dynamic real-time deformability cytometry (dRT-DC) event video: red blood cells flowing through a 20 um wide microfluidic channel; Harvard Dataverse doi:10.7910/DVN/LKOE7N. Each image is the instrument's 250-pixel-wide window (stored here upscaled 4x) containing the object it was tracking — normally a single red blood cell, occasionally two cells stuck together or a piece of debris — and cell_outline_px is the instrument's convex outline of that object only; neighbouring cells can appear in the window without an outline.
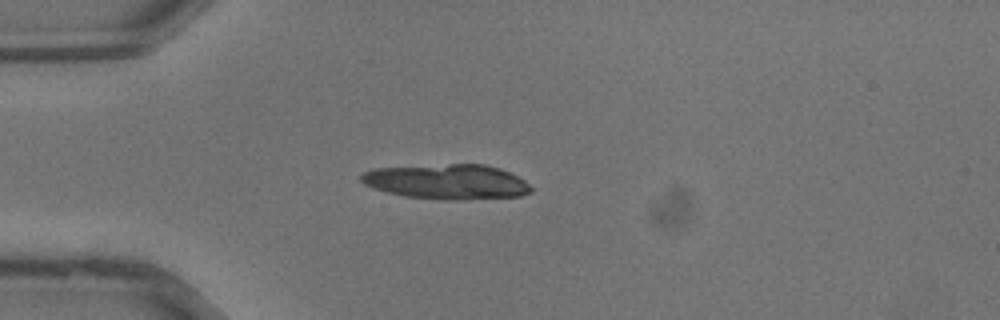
{"species": "common noctule bat (a hibernating species)", "species_latin": "Nyctalus noctula", "temperature_condition": "warm", "stored_images_in_passage": 7, "camera_frame_rate_fps": 3000, "um_per_image_px": 0.085, "animal": {"sex": "male", "body_mass_g": 13.3}, "frame": {"image": 1, "passage_image": 1, "time_ms": 0.0, "image_size_px": [1000, 320], "cell_outline_px": [[532, 192], [520, 196], [456, 200], [444, 200], [404, 196], [388, 192], [364, 184], [360, 180], [360, 176], [364, 172], [372, 168], [452, 164], [484, 164], [500, 168], [524, 180], [532, 188]], "centroid_in_image_um": [38.0, 15.45], "position_along_channel_um": 47.0, "area_um2": 34.51}}